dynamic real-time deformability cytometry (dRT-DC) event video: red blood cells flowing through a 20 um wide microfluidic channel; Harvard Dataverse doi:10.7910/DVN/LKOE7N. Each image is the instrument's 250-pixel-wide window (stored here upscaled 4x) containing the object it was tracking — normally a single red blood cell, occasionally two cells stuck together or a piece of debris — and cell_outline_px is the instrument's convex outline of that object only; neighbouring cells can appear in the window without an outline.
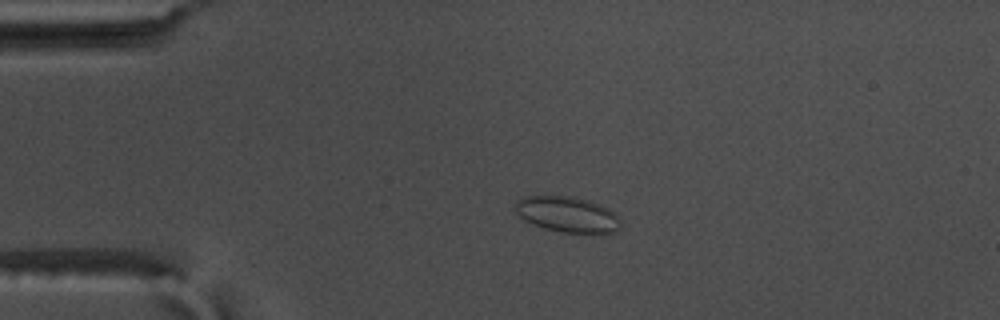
{"species": "common noctule bat (a hibernating species)", "species_latin": "Nyctalus noctula", "temperature_condition": "warm", "stored_images_in_passage": 56, "camera_frame_rate_fps": 3000, "um_per_image_px": 0.085, "animal": {"sex": "male", "body_mass_g": 17.5, "forearm_length_mm": 52.3}, "frame": {"image": 1, "passage_image": 13, "time_ms": 4.0, "image_size_px": [1000, 320], "cell_outline_px": [[620, 228], [616, 232], [564, 232], [544, 228], [524, 220], [516, 212], [516, 200], [520, 196], [576, 196], [588, 200], [608, 208], [616, 212], [620, 216]], "centroid_in_image_um": [48.24, 18.2], "position_along_channel_um": 36.8, "area_um2": 21.91}}
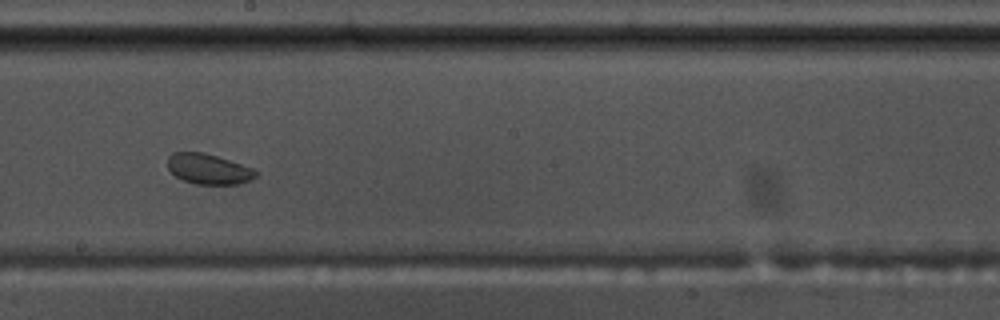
{"frame": {"image": 2, "passage_image": 32, "time_ms": 10.333, "image_size_px": [1000, 320], "cell_outline_px": [[260, 172], [256, 176], [240, 184], [196, 184], [184, 180], [176, 176], [168, 168], [168, 156], [172, 152], [204, 152], [252, 168]], "centroid_in_image_um": [17.72, 14.36], "position_along_channel_um": 230.5, "area_um2": 15.43}}
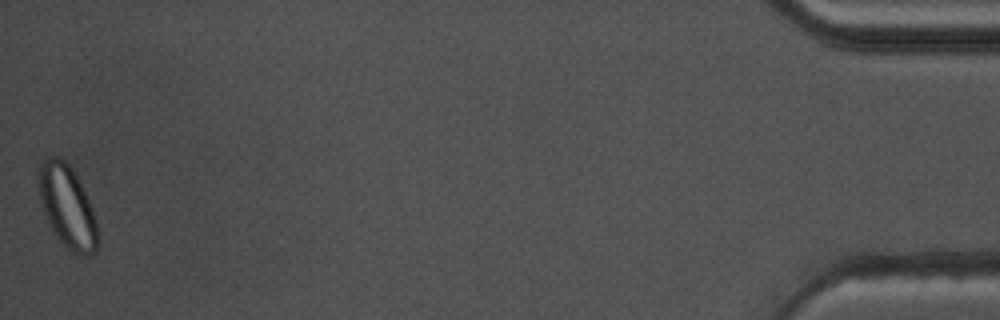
{"frame": {"image": 3, "passage_image": 56, "time_ms": 18.333, "image_size_px": [1000, 320], "cell_outline_px": [[100, 240], [96, 252], [88, 256], [84, 256], [72, 252], [56, 236], [44, 212], [40, 200], [36, 180], [36, 172], [40, 164], [44, 160], [52, 156], [60, 156], [68, 164], [76, 176], [92, 208], [96, 220]], "centroid_in_image_um": [5.71, 17.56], "position_along_channel_um": 429.5, "area_um2": 28.5}, "authors_computed_cell_mechanics": {"area_um2": 21.4727, "velocity_mm_per_s": 3.6658, "shape_relaxation_time_tau1_ms": null, "shape_relaxation_time_tau2_ms": 1.0508, "deformation_change_tau1": null, "deformation_change_tau2": 0.0557}}